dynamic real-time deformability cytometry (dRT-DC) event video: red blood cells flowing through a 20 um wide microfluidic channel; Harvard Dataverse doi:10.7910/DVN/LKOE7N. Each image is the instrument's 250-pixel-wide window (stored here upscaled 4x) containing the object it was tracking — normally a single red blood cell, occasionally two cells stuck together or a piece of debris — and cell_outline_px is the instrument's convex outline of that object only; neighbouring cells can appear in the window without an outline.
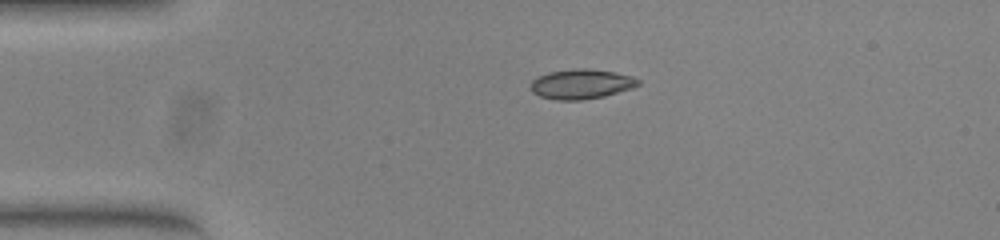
{"species": "common noctule bat (a hibernating species)", "species_latin": "Nyctalus noctula", "temperature_condition": "warm", "stored_images_in_passage": 42, "camera_frame_rate_fps": 3000, "um_per_image_px": 0.085, "animal": {"sex": "female", "body_mass_g": 23.0, "forearm_length_mm": 53.4}, "frame": {"image": 1, "passage_image": 1, "time_ms": 0.0, "image_size_px": [1000, 240], "cell_outline_px": [[640, 84], [632, 88], [604, 96], [580, 100], [556, 100], [540, 96], [532, 92], [532, 80], [536, 76], [548, 72], [572, 68], [588, 68], [616, 72], [632, 76], [640, 80]], "centroid_in_image_um": [49.41, 7.13], "position_along_channel_um": 35.6, "area_um2": 18.79}}
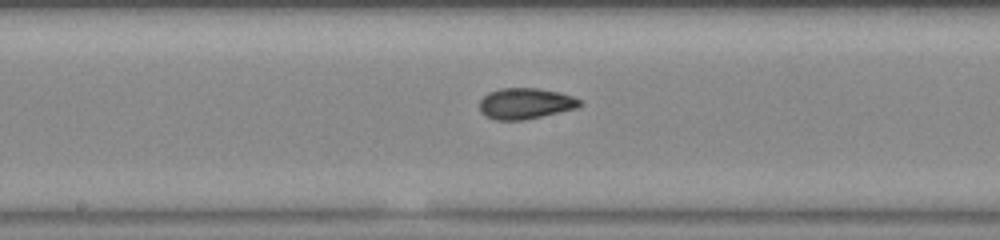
{"frame": {"image": 2, "passage_image": 17, "time_ms": 5.333, "image_size_px": [1000, 240], "cell_outline_px": [[584, 104], [576, 108], [524, 120], [496, 120], [480, 112], [480, 100], [488, 92], [500, 88], [540, 88], [560, 92], [572, 96], [580, 100]], "centroid_in_image_um": [44.66, 8.79], "position_along_channel_um": 203.5, "area_um2": 18.09}}
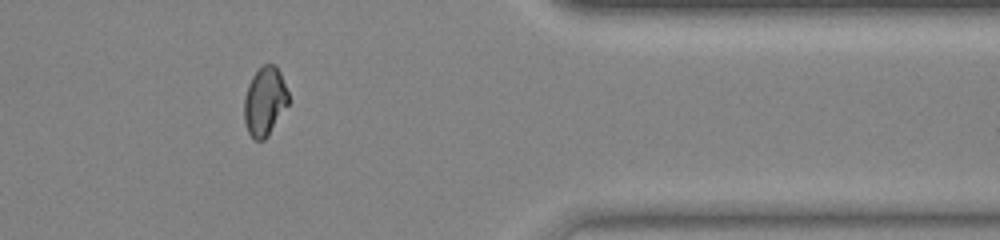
{"frame": {"image": 3, "passage_image": 33, "time_ms": 10.667, "image_size_px": [1000, 240], "cell_outline_px": [[288, 104], [268, 136], [264, 140], [256, 140], [248, 132], [244, 120], [244, 100], [248, 84], [252, 76], [264, 64], [276, 64], [280, 72], [288, 92]], "centroid_in_image_um": [22.5, 8.6], "position_along_channel_um": 388.9, "area_um2": 17.63}, "authors_computed_cell_mechanics": {"area_um2": 18.0625, "velocity_mm_per_s": 3.8707, "shape_relaxation_time_tau1_ms": null, "shape_relaxation_time_tau2_ms": 1.0854, "deformation_change_tau1": null, "deformation_change_tau2": 0.048}}